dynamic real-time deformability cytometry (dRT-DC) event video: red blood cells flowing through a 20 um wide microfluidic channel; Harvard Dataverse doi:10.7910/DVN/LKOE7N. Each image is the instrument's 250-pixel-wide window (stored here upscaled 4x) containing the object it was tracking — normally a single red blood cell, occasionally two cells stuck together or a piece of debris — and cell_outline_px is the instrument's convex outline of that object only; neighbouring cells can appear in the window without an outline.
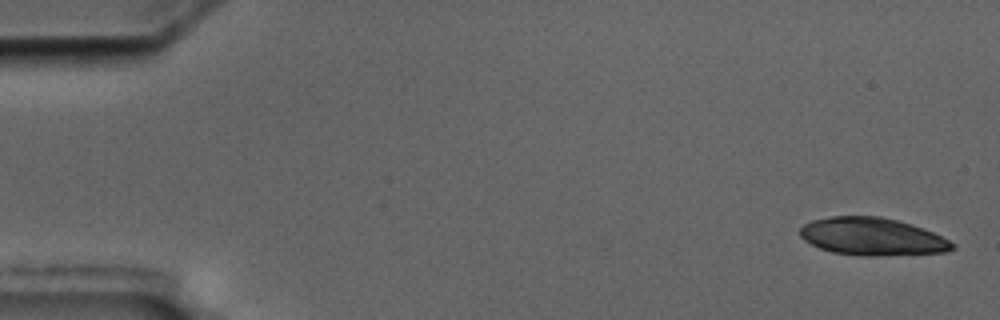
{"species": "common noctule bat (a hibernating species)", "species_latin": "Nyctalus noctula", "temperature_condition": "cold", "stored_images_in_passage": 10, "camera_frame_rate_fps": 3000, "um_per_image_px": 0.085, "animal": {"sex": "male", "body_mass_g": 17.5, "forearm_length_mm": 52.3}, "frame": {"image": 1, "passage_image": 1, "time_ms": 0.0, "image_size_px": [1000, 320], "cell_outline_px": [[956, 248], [944, 252], [872, 256], [864, 256], [832, 252], [820, 248], [804, 240], [800, 236], [800, 228], [804, 224], [812, 220], [832, 216], [880, 216], [912, 224], [924, 228], [956, 244]], "centroid_in_image_um": [74.13, 20.11], "position_along_channel_um": 10.9, "area_um2": 33.29}}
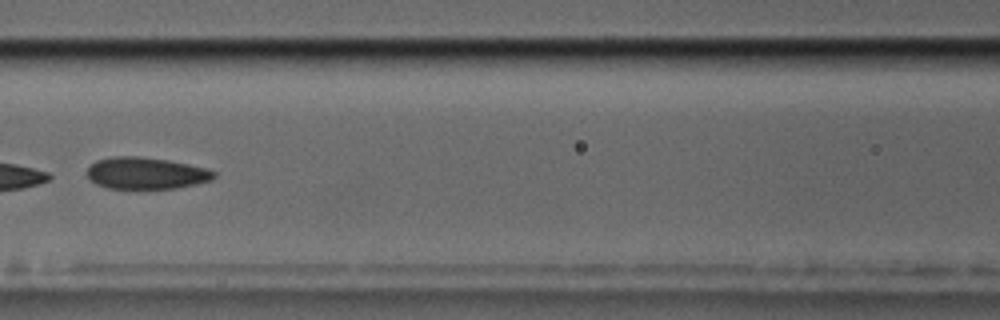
{"frame": {"image": 2, "passage_image": 8, "time_ms": 8.0, "image_size_px": [1000, 320], "cell_outline_px": [[216, 176], [212, 180], [196, 184], [176, 188], [136, 192], [108, 188], [96, 184], [88, 180], [88, 168], [96, 160], [112, 156], [140, 156], [168, 160], [208, 168], [216, 172]], "centroid_in_image_um": [12.4, 14.77], "position_along_channel_um": 154.2, "area_um2": 24.57}}
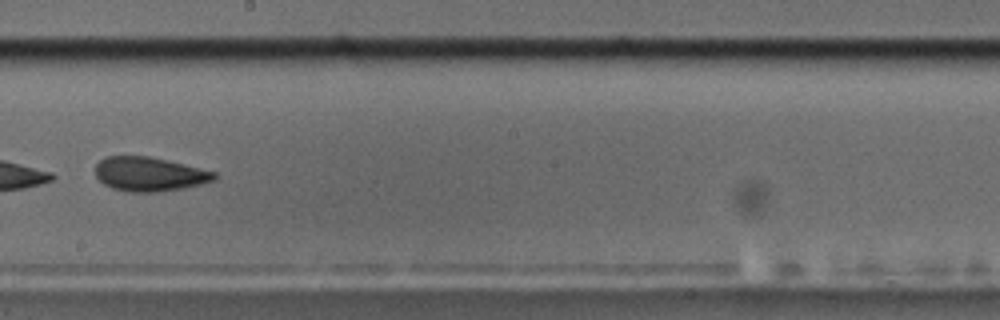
{"frame": {"image": 3, "passage_image": 10, "time_ms": 10.333, "image_size_px": [1000, 320], "cell_outline_px": [[216, 180], [200, 184], [180, 188], [156, 192], [128, 192], [112, 188], [104, 184], [96, 176], [96, 164], [104, 156], [148, 156], [168, 160], [216, 172]], "centroid_in_image_um": [12.68, 14.79], "position_along_channel_um": 235.5, "area_um2": 23.58}}